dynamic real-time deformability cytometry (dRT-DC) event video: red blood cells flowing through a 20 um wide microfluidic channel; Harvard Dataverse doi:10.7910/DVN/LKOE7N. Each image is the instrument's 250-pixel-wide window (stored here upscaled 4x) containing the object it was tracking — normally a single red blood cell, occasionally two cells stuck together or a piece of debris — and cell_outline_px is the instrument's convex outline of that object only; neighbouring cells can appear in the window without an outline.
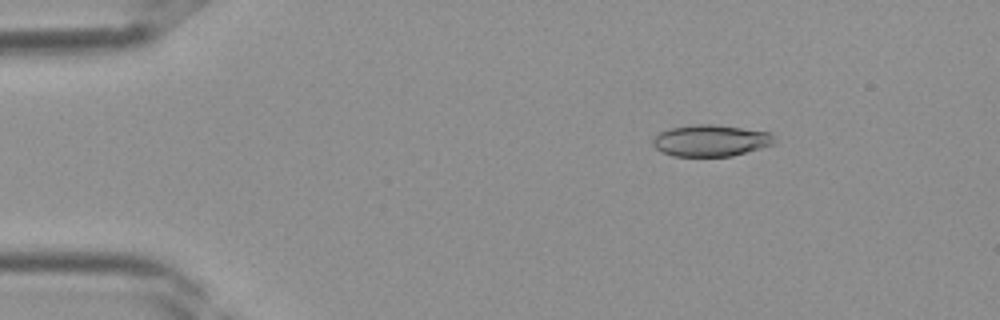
{"species": "Egyptian fruit bat (a non-hibernating species)", "species_latin": "Rousettus aegyptiacus", "temperature_condition": "room temperature", "stored_images_in_passage": 38, "camera_frame_rate_fps": 3000, "um_per_image_px": 0.085, "frame": {"image": 1, "passage_image": 6, "time_ms": 1.667, "image_size_px": [1000, 320], "cell_outline_px": [[776, 144], [732, 156], [672, 156], [660, 152], [652, 144], [652, 140], [660, 132], [668, 128], [692, 124], [716, 124], [768, 132], [772, 136]], "centroid_in_image_um": [60.38, 11.95], "position_along_channel_um": 24.6, "area_um2": 22.48}}
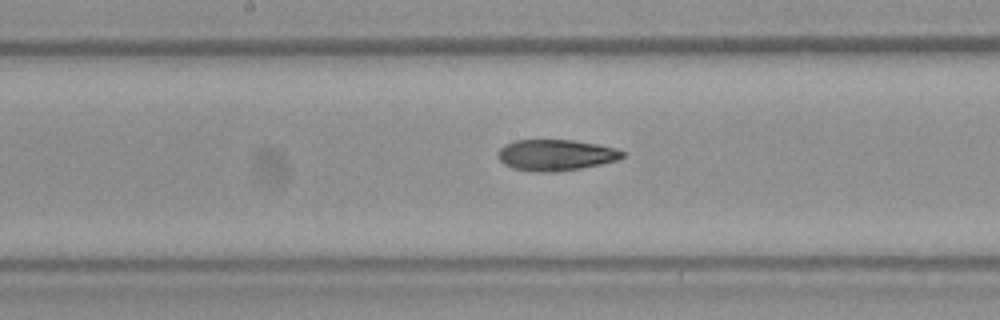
{"frame": {"image": 2, "passage_image": 20, "time_ms": 6.333, "image_size_px": [1000, 320], "cell_outline_px": [[624, 156], [616, 160], [600, 164], [580, 168], [556, 172], [532, 172], [512, 168], [504, 164], [496, 156], [496, 152], [504, 144], [516, 140], [572, 140], [596, 144], [616, 148], [624, 152]], "centroid_in_image_um": [47.18, 13.18], "position_along_channel_um": 201.0, "area_um2": 22.66}}
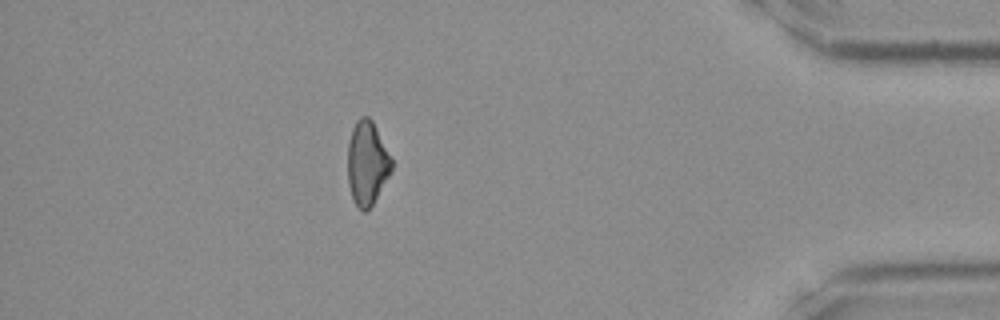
{"frame": {"image": 3, "passage_image": 34, "time_ms": 11.0, "image_size_px": [1000, 320], "cell_outline_px": [[392, 172], [372, 204], [364, 212], [356, 204], [352, 196], [348, 184], [348, 140], [352, 128], [356, 120], [360, 116], [368, 116], [372, 120], [392, 160]], "centroid_in_image_um": [31.19, 13.83], "position_along_channel_um": 404.0, "area_um2": 21.27}}